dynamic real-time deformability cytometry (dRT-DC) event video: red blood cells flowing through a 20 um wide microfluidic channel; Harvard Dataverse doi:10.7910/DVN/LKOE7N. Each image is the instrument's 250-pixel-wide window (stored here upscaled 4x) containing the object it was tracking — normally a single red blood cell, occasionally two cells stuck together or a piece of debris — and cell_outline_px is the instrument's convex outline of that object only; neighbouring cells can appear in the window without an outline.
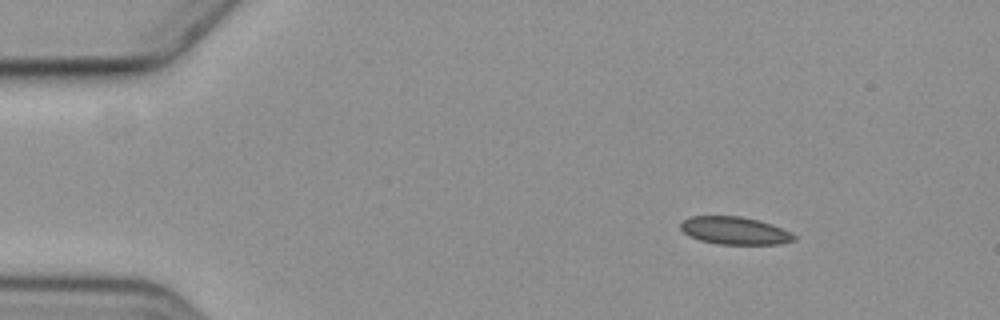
{"species": "common noctule bat (a hibernating species)", "species_latin": "Nyctalus noctula", "temperature_condition": "cold", "stored_images_in_passage": 6, "camera_frame_rate_fps": 3000, "um_per_image_px": 0.085, "animal": {"sex": "female", "body_mass_g": 19.3, "forearm_length_mm": 54.1}, "frame": {"image": 1, "passage_image": 2, "time_ms": 1.0, "image_size_px": [1000, 320], "cell_outline_px": [[796, 240], [780, 244], [716, 244], [700, 240], [688, 236], [680, 228], [680, 224], [684, 220], [692, 216], [740, 216], [760, 220], [772, 224], [792, 232], [796, 236]], "centroid_in_image_um": [62.48, 19.6], "position_along_channel_um": 22.5, "area_um2": 18.44}}
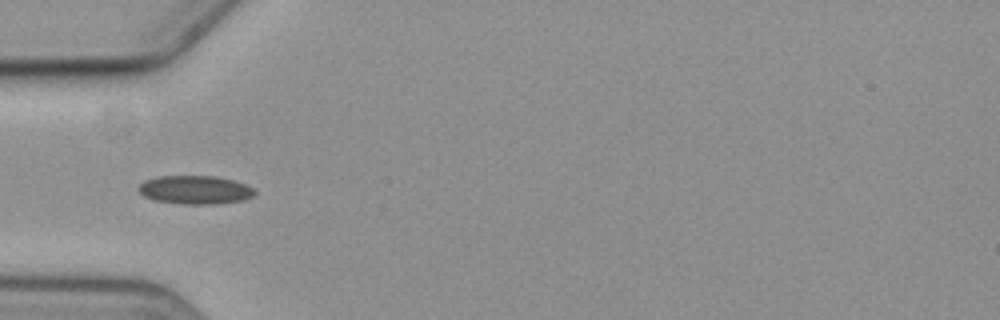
{"frame": {"image": 2, "passage_image": 5, "time_ms": 4.667, "image_size_px": [1000, 320], "cell_outline_px": [[256, 196], [244, 200], [216, 204], [180, 204], [152, 200], [144, 196], [136, 188], [144, 180], [156, 176], [216, 176], [232, 180], [244, 184], [252, 188], [256, 192]], "centroid_in_image_um": [16.56, 16.14], "position_along_channel_um": 68.4, "area_um2": 19.54}}
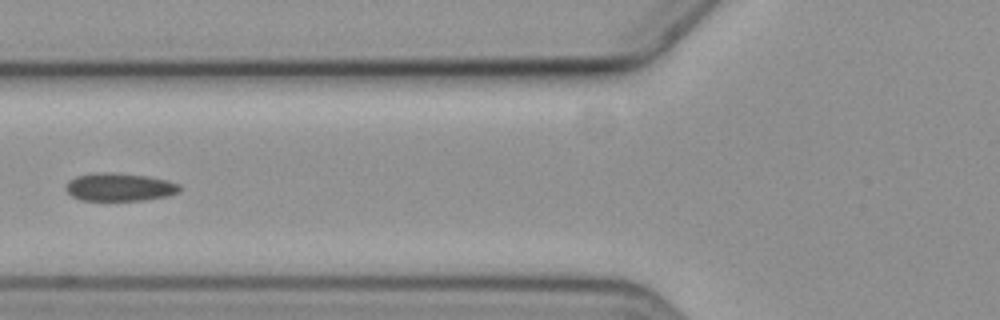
{"frame": {"image": 3, "passage_image": 6, "time_ms": 6.0, "image_size_px": [1000, 320], "cell_outline_px": [[180, 192], [168, 196], [144, 200], [80, 200], [72, 196], [64, 188], [68, 180], [76, 176], [92, 172], [112, 172], [148, 176], [168, 180], [180, 184]], "centroid_in_image_um": [10.15, 15.89], "position_along_channel_um": 115.6, "area_um2": 18.84}}